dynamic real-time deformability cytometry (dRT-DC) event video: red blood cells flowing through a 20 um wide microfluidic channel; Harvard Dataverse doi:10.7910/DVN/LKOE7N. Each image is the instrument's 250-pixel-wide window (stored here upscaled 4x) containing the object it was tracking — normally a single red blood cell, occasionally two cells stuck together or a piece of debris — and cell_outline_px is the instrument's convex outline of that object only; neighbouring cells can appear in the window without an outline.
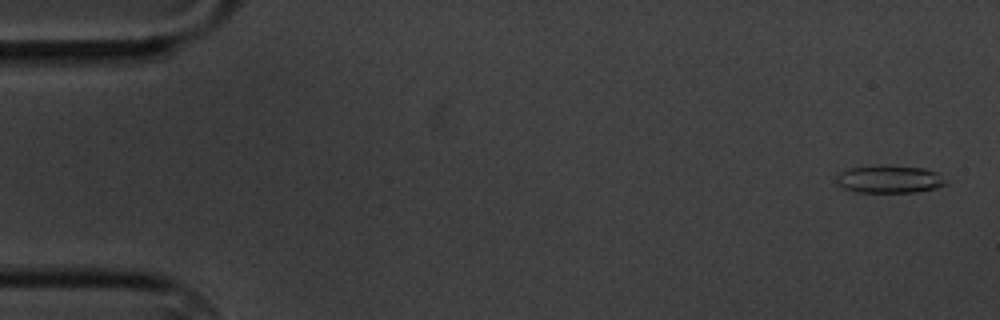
{"species": "common noctule bat (a hibernating species)", "species_latin": "Nyctalus noctula", "temperature_condition": "cold", "stored_images_in_passage": 5, "camera_frame_rate_fps": 3000, "um_per_image_px": 0.085, "animal": {"sex": "male", "body_mass_g": 20.1, "forearm_length_mm": 53.5}, "frame": {"image": 1, "passage_image": 1, "time_ms": 0.0, "image_size_px": [1000, 320], "cell_outline_px": [[948, 184], [936, 188], [916, 192], [856, 192], [844, 188], [836, 180], [836, 176], [840, 172], [852, 168], [924, 168], [936, 172]], "centroid_in_image_um": [75.62, 15.29], "position_along_channel_um": 9.4, "area_um2": 16.59}}
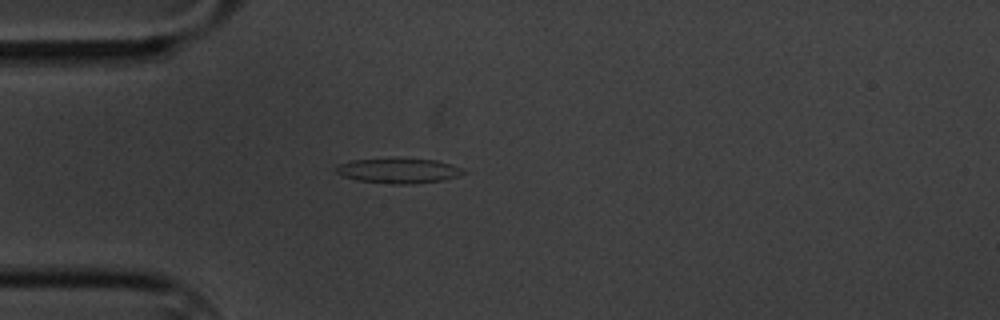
{"frame": {"image": 2, "passage_image": 5, "time_ms": 4.667, "image_size_px": [1000, 320], "cell_outline_px": [[468, 172], [444, 180], [408, 184], [392, 184], [356, 180], [344, 176], [336, 172], [336, 168], [340, 164], [352, 160], [436, 160], [460, 168]], "centroid_in_image_um": [33.87, 14.54], "position_along_channel_um": 51.1, "area_um2": 17.74}}